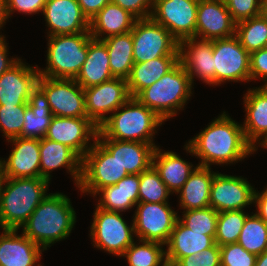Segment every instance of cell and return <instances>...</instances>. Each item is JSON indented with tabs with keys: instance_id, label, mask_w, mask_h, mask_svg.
<instances>
[{
	"instance_id": "cell-1",
	"label": "cell",
	"mask_w": 267,
	"mask_h": 266,
	"mask_svg": "<svg viewBox=\"0 0 267 266\" xmlns=\"http://www.w3.org/2000/svg\"><path fill=\"white\" fill-rule=\"evenodd\" d=\"M186 143V152L199 158L198 166L204 167H210L212 163L233 164L255 152L245 138L242 124L225 111Z\"/></svg>"
},
{
	"instance_id": "cell-2",
	"label": "cell",
	"mask_w": 267,
	"mask_h": 266,
	"mask_svg": "<svg viewBox=\"0 0 267 266\" xmlns=\"http://www.w3.org/2000/svg\"><path fill=\"white\" fill-rule=\"evenodd\" d=\"M76 212L63 193L48 194L22 226L23 234L43 250L67 239L76 223Z\"/></svg>"
},
{
	"instance_id": "cell-3",
	"label": "cell",
	"mask_w": 267,
	"mask_h": 266,
	"mask_svg": "<svg viewBox=\"0 0 267 266\" xmlns=\"http://www.w3.org/2000/svg\"><path fill=\"white\" fill-rule=\"evenodd\" d=\"M49 183L50 181L43 177H5L0 192V227L2 230H19L48 195Z\"/></svg>"
},
{
	"instance_id": "cell-4",
	"label": "cell",
	"mask_w": 267,
	"mask_h": 266,
	"mask_svg": "<svg viewBox=\"0 0 267 266\" xmlns=\"http://www.w3.org/2000/svg\"><path fill=\"white\" fill-rule=\"evenodd\" d=\"M164 123L155 112L131 97L120 106L98 128L96 137H107L119 141L154 143L156 129ZM157 127V128H156Z\"/></svg>"
},
{
	"instance_id": "cell-5",
	"label": "cell",
	"mask_w": 267,
	"mask_h": 266,
	"mask_svg": "<svg viewBox=\"0 0 267 266\" xmlns=\"http://www.w3.org/2000/svg\"><path fill=\"white\" fill-rule=\"evenodd\" d=\"M192 85L189 74L178 63L158 81L143 89L136 98L162 120L167 121L177 115L178 110L184 109L192 96Z\"/></svg>"
},
{
	"instance_id": "cell-6",
	"label": "cell",
	"mask_w": 267,
	"mask_h": 266,
	"mask_svg": "<svg viewBox=\"0 0 267 266\" xmlns=\"http://www.w3.org/2000/svg\"><path fill=\"white\" fill-rule=\"evenodd\" d=\"M90 32L48 36L47 66L39 76L75 79L88 54Z\"/></svg>"
},
{
	"instance_id": "cell-7",
	"label": "cell",
	"mask_w": 267,
	"mask_h": 266,
	"mask_svg": "<svg viewBox=\"0 0 267 266\" xmlns=\"http://www.w3.org/2000/svg\"><path fill=\"white\" fill-rule=\"evenodd\" d=\"M128 175L117 159L96 139L92 148L83 156L81 163V179L78 185L82 193L97 192ZM96 195V196H95Z\"/></svg>"
},
{
	"instance_id": "cell-8",
	"label": "cell",
	"mask_w": 267,
	"mask_h": 266,
	"mask_svg": "<svg viewBox=\"0 0 267 266\" xmlns=\"http://www.w3.org/2000/svg\"><path fill=\"white\" fill-rule=\"evenodd\" d=\"M93 216V222L90 226L93 246L121 257L134 242L133 220L129 226L120 212L108 211L99 207H96Z\"/></svg>"
},
{
	"instance_id": "cell-9",
	"label": "cell",
	"mask_w": 267,
	"mask_h": 266,
	"mask_svg": "<svg viewBox=\"0 0 267 266\" xmlns=\"http://www.w3.org/2000/svg\"><path fill=\"white\" fill-rule=\"evenodd\" d=\"M131 33L134 63L164 56H179L178 41L152 18L136 20Z\"/></svg>"
},
{
	"instance_id": "cell-10",
	"label": "cell",
	"mask_w": 267,
	"mask_h": 266,
	"mask_svg": "<svg viewBox=\"0 0 267 266\" xmlns=\"http://www.w3.org/2000/svg\"><path fill=\"white\" fill-rule=\"evenodd\" d=\"M215 67V85L226 81L248 82L250 77V54L236 35L212 40Z\"/></svg>"
},
{
	"instance_id": "cell-11",
	"label": "cell",
	"mask_w": 267,
	"mask_h": 266,
	"mask_svg": "<svg viewBox=\"0 0 267 266\" xmlns=\"http://www.w3.org/2000/svg\"><path fill=\"white\" fill-rule=\"evenodd\" d=\"M133 225L138 240L166 245L177 220L178 212L168 203H138Z\"/></svg>"
},
{
	"instance_id": "cell-12",
	"label": "cell",
	"mask_w": 267,
	"mask_h": 266,
	"mask_svg": "<svg viewBox=\"0 0 267 266\" xmlns=\"http://www.w3.org/2000/svg\"><path fill=\"white\" fill-rule=\"evenodd\" d=\"M37 86L45 93L53 116L87 117L84 89L74 79L39 76Z\"/></svg>"
},
{
	"instance_id": "cell-13",
	"label": "cell",
	"mask_w": 267,
	"mask_h": 266,
	"mask_svg": "<svg viewBox=\"0 0 267 266\" xmlns=\"http://www.w3.org/2000/svg\"><path fill=\"white\" fill-rule=\"evenodd\" d=\"M199 0H154L151 18L180 42L195 37Z\"/></svg>"
},
{
	"instance_id": "cell-14",
	"label": "cell",
	"mask_w": 267,
	"mask_h": 266,
	"mask_svg": "<svg viewBox=\"0 0 267 266\" xmlns=\"http://www.w3.org/2000/svg\"><path fill=\"white\" fill-rule=\"evenodd\" d=\"M87 117L99 128L107 119L105 114L115 112L130 98L127 80L112 78L84 89Z\"/></svg>"
},
{
	"instance_id": "cell-15",
	"label": "cell",
	"mask_w": 267,
	"mask_h": 266,
	"mask_svg": "<svg viewBox=\"0 0 267 266\" xmlns=\"http://www.w3.org/2000/svg\"><path fill=\"white\" fill-rule=\"evenodd\" d=\"M98 127L88 117L53 116L46 137L71 148L81 159L92 148ZM89 144V145H88Z\"/></svg>"
},
{
	"instance_id": "cell-16",
	"label": "cell",
	"mask_w": 267,
	"mask_h": 266,
	"mask_svg": "<svg viewBox=\"0 0 267 266\" xmlns=\"http://www.w3.org/2000/svg\"><path fill=\"white\" fill-rule=\"evenodd\" d=\"M255 189L242 176L224 175L216 172L210 191V207L218 213L244 210L253 204Z\"/></svg>"
},
{
	"instance_id": "cell-17",
	"label": "cell",
	"mask_w": 267,
	"mask_h": 266,
	"mask_svg": "<svg viewBox=\"0 0 267 266\" xmlns=\"http://www.w3.org/2000/svg\"><path fill=\"white\" fill-rule=\"evenodd\" d=\"M233 21L224 0H199L195 38L215 40L235 35Z\"/></svg>"
},
{
	"instance_id": "cell-18",
	"label": "cell",
	"mask_w": 267,
	"mask_h": 266,
	"mask_svg": "<svg viewBox=\"0 0 267 266\" xmlns=\"http://www.w3.org/2000/svg\"><path fill=\"white\" fill-rule=\"evenodd\" d=\"M179 63L189 74L192 83L194 76L203 83L215 85V67L212 40L195 37L178 42Z\"/></svg>"
},
{
	"instance_id": "cell-19",
	"label": "cell",
	"mask_w": 267,
	"mask_h": 266,
	"mask_svg": "<svg viewBox=\"0 0 267 266\" xmlns=\"http://www.w3.org/2000/svg\"><path fill=\"white\" fill-rule=\"evenodd\" d=\"M42 13L47 36L89 32V21L77 0H47Z\"/></svg>"
},
{
	"instance_id": "cell-20",
	"label": "cell",
	"mask_w": 267,
	"mask_h": 266,
	"mask_svg": "<svg viewBox=\"0 0 267 266\" xmlns=\"http://www.w3.org/2000/svg\"><path fill=\"white\" fill-rule=\"evenodd\" d=\"M7 141L14 147L8 159H0L4 177H40V139L16 137Z\"/></svg>"
},
{
	"instance_id": "cell-21",
	"label": "cell",
	"mask_w": 267,
	"mask_h": 266,
	"mask_svg": "<svg viewBox=\"0 0 267 266\" xmlns=\"http://www.w3.org/2000/svg\"><path fill=\"white\" fill-rule=\"evenodd\" d=\"M26 65L20 59L0 76V105H28L31 91L37 86V65Z\"/></svg>"
},
{
	"instance_id": "cell-22",
	"label": "cell",
	"mask_w": 267,
	"mask_h": 266,
	"mask_svg": "<svg viewBox=\"0 0 267 266\" xmlns=\"http://www.w3.org/2000/svg\"><path fill=\"white\" fill-rule=\"evenodd\" d=\"M96 139L117 159L128 174H140L152 166L156 147L149 143L119 141L107 137Z\"/></svg>"
},
{
	"instance_id": "cell-23",
	"label": "cell",
	"mask_w": 267,
	"mask_h": 266,
	"mask_svg": "<svg viewBox=\"0 0 267 266\" xmlns=\"http://www.w3.org/2000/svg\"><path fill=\"white\" fill-rule=\"evenodd\" d=\"M244 95L246 118L242 128L247 142L257 151L256 144L267 137V86L248 89Z\"/></svg>"
},
{
	"instance_id": "cell-24",
	"label": "cell",
	"mask_w": 267,
	"mask_h": 266,
	"mask_svg": "<svg viewBox=\"0 0 267 266\" xmlns=\"http://www.w3.org/2000/svg\"><path fill=\"white\" fill-rule=\"evenodd\" d=\"M18 230L3 229L0 235V266H35L44 251Z\"/></svg>"
},
{
	"instance_id": "cell-25",
	"label": "cell",
	"mask_w": 267,
	"mask_h": 266,
	"mask_svg": "<svg viewBox=\"0 0 267 266\" xmlns=\"http://www.w3.org/2000/svg\"><path fill=\"white\" fill-rule=\"evenodd\" d=\"M82 159L68 146L47 138L40 139V177L51 180V172L66 167L76 187L81 179Z\"/></svg>"
},
{
	"instance_id": "cell-26",
	"label": "cell",
	"mask_w": 267,
	"mask_h": 266,
	"mask_svg": "<svg viewBox=\"0 0 267 266\" xmlns=\"http://www.w3.org/2000/svg\"><path fill=\"white\" fill-rule=\"evenodd\" d=\"M214 244L215 236L193 232L178 219L166 244V260L176 264L181 258L199 254Z\"/></svg>"
},
{
	"instance_id": "cell-27",
	"label": "cell",
	"mask_w": 267,
	"mask_h": 266,
	"mask_svg": "<svg viewBox=\"0 0 267 266\" xmlns=\"http://www.w3.org/2000/svg\"><path fill=\"white\" fill-rule=\"evenodd\" d=\"M136 20L127 10L109 2L89 21V32L92 38L103 40L131 32Z\"/></svg>"
},
{
	"instance_id": "cell-28",
	"label": "cell",
	"mask_w": 267,
	"mask_h": 266,
	"mask_svg": "<svg viewBox=\"0 0 267 266\" xmlns=\"http://www.w3.org/2000/svg\"><path fill=\"white\" fill-rule=\"evenodd\" d=\"M114 78L109 66V54L102 40L91 38L88 54L77 77L74 79L83 89L99 85Z\"/></svg>"
},
{
	"instance_id": "cell-29",
	"label": "cell",
	"mask_w": 267,
	"mask_h": 266,
	"mask_svg": "<svg viewBox=\"0 0 267 266\" xmlns=\"http://www.w3.org/2000/svg\"><path fill=\"white\" fill-rule=\"evenodd\" d=\"M140 174H128L115 185L100 189L99 208L108 211L125 212L139 203Z\"/></svg>"
},
{
	"instance_id": "cell-30",
	"label": "cell",
	"mask_w": 267,
	"mask_h": 266,
	"mask_svg": "<svg viewBox=\"0 0 267 266\" xmlns=\"http://www.w3.org/2000/svg\"><path fill=\"white\" fill-rule=\"evenodd\" d=\"M215 173L211 167L196 166L177 192L182 210L203 209L210 206V191Z\"/></svg>"
},
{
	"instance_id": "cell-31",
	"label": "cell",
	"mask_w": 267,
	"mask_h": 266,
	"mask_svg": "<svg viewBox=\"0 0 267 266\" xmlns=\"http://www.w3.org/2000/svg\"><path fill=\"white\" fill-rule=\"evenodd\" d=\"M152 166L158 172L168 190L173 194H176L182 188L196 168L191 163L183 160L175 152H165L159 149L158 146L153 154Z\"/></svg>"
},
{
	"instance_id": "cell-32",
	"label": "cell",
	"mask_w": 267,
	"mask_h": 266,
	"mask_svg": "<svg viewBox=\"0 0 267 266\" xmlns=\"http://www.w3.org/2000/svg\"><path fill=\"white\" fill-rule=\"evenodd\" d=\"M53 118L45 93L36 86L25 109L21 138L43 139Z\"/></svg>"
},
{
	"instance_id": "cell-33",
	"label": "cell",
	"mask_w": 267,
	"mask_h": 266,
	"mask_svg": "<svg viewBox=\"0 0 267 266\" xmlns=\"http://www.w3.org/2000/svg\"><path fill=\"white\" fill-rule=\"evenodd\" d=\"M179 63V56H164L143 63H134L127 79L131 97H136L143 89L158 81Z\"/></svg>"
},
{
	"instance_id": "cell-34",
	"label": "cell",
	"mask_w": 267,
	"mask_h": 266,
	"mask_svg": "<svg viewBox=\"0 0 267 266\" xmlns=\"http://www.w3.org/2000/svg\"><path fill=\"white\" fill-rule=\"evenodd\" d=\"M102 41L107 47L113 77L127 80L134 65L132 33L114 35Z\"/></svg>"
},
{
	"instance_id": "cell-35",
	"label": "cell",
	"mask_w": 267,
	"mask_h": 266,
	"mask_svg": "<svg viewBox=\"0 0 267 266\" xmlns=\"http://www.w3.org/2000/svg\"><path fill=\"white\" fill-rule=\"evenodd\" d=\"M235 35L249 54L258 51L267 41V19L260 14L236 23Z\"/></svg>"
},
{
	"instance_id": "cell-36",
	"label": "cell",
	"mask_w": 267,
	"mask_h": 266,
	"mask_svg": "<svg viewBox=\"0 0 267 266\" xmlns=\"http://www.w3.org/2000/svg\"><path fill=\"white\" fill-rule=\"evenodd\" d=\"M141 243V244H139ZM157 242L139 240L133 242L124 252L129 266H163L166 260V249Z\"/></svg>"
},
{
	"instance_id": "cell-37",
	"label": "cell",
	"mask_w": 267,
	"mask_h": 266,
	"mask_svg": "<svg viewBox=\"0 0 267 266\" xmlns=\"http://www.w3.org/2000/svg\"><path fill=\"white\" fill-rule=\"evenodd\" d=\"M237 243L256 256L267 251V223L256 213L248 215Z\"/></svg>"
},
{
	"instance_id": "cell-38",
	"label": "cell",
	"mask_w": 267,
	"mask_h": 266,
	"mask_svg": "<svg viewBox=\"0 0 267 266\" xmlns=\"http://www.w3.org/2000/svg\"><path fill=\"white\" fill-rule=\"evenodd\" d=\"M248 215L244 210L220 212L217 220L215 243L218 246L237 243Z\"/></svg>"
},
{
	"instance_id": "cell-39",
	"label": "cell",
	"mask_w": 267,
	"mask_h": 266,
	"mask_svg": "<svg viewBox=\"0 0 267 266\" xmlns=\"http://www.w3.org/2000/svg\"><path fill=\"white\" fill-rule=\"evenodd\" d=\"M170 194L153 166L140 173L139 203H169Z\"/></svg>"
},
{
	"instance_id": "cell-40",
	"label": "cell",
	"mask_w": 267,
	"mask_h": 266,
	"mask_svg": "<svg viewBox=\"0 0 267 266\" xmlns=\"http://www.w3.org/2000/svg\"><path fill=\"white\" fill-rule=\"evenodd\" d=\"M183 218L179 220L193 232L203 235L215 236L218 220V212L212 207L183 211Z\"/></svg>"
},
{
	"instance_id": "cell-41",
	"label": "cell",
	"mask_w": 267,
	"mask_h": 266,
	"mask_svg": "<svg viewBox=\"0 0 267 266\" xmlns=\"http://www.w3.org/2000/svg\"><path fill=\"white\" fill-rule=\"evenodd\" d=\"M28 105H0V130L6 140L20 137Z\"/></svg>"
},
{
	"instance_id": "cell-42",
	"label": "cell",
	"mask_w": 267,
	"mask_h": 266,
	"mask_svg": "<svg viewBox=\"0 0 267 266\" xmlns=\"http://www.w3.org/2000/svg\"><path fill=\"white\" fill-rule=\"evenodd\" d=\"M221 266H255L257 256L249 253L240 244L220 246Z\"/></svg>"
},
{
	"instance_id": "cell-43",
	"label": "cell",
	"mask_w": 267,
	"mask_h": 266,
	"mask_svg": "<svg viewBox=\"0 0 267 266\" xmlns=\"http://www.w3.org/2000/svg\"><path fill=\"white\" fill-rule=\"evenodd\" d=\"M235 23L261 14L262 0H224Z\"/></svg>"
},
{
	"instance_id": "cell-44",
	"label": "cell",
	"mask_w": 267,
	"mask_h": 266,
	"mask_svg": "<svg viewBox=\"0 0 267 266\" xmlns=\"http://www.w3.org/2000/svg\"><path fill=\"white\" fill-rule=\"evenodd\" d=\"M176 266H221L220 246L216 243L200 252L181 258Z\"/></svg>"
},
{
	"instance_id": "cell-45",
	"label": "cell",
	"mask_w": 267,
	"mask_h": 266,
	"mask_svg": "<svg viewBox=\"0 0 267 266\" xmlns=\"http://www.w3.org/2000/svg\"><path fill=\"white\" fill-rule=\"evenodd\" d=\"M154 0H111L122 9L127 10L137 20L151 18Z\"/></svg>"
},
{
	"instance_id": "cell-46",
	"label": "cell",
	"mask_w": 267,
	"mask_h": 266,
	"mask_svg": "<svg viewBox=\"0 0 267 266\" xmlns=\"http://www.w3.org/2000/svg\"><path fill=\"white\" fill-rule=\"evenodd\" d=\"M250 77L251 80L263 79L267 86V49L262 48L250 54Z\"/></svg>"
},
{
	"instance_id": "cell-47",
	"label": "cell",
	"mask_w": 267,
	"mask_h": 266,
	"mask_svg": "<svg viewBox=\"0 0 267 266\" xmlns=\"http://www.w3.org/2000/svg\"><path fill=\"white\" fill-rule=\"evenodd\" d=\"M47 0H7V12L11 17L13 12L18 11L26 14L43 12Z\"/></svg>"
},
{
	"instance_id": "cell-48",
	"label": "cell",
	"mask_w": 267,
	"mask_h": 266,
	"mask_svg": "<svg viewBox=\"0 0 267 266\" xmlns=\"http://www.w3.org/2000/svg\"><path fill=\"white\" fill-rule=\"evenodd\" d=\"M82 13L90 21L111 0H77Z\"/></svg>"
},
{
	"instance_id": "cell-49",
	"label": "cell",
	"mask_w": 267,
	"mask_h": 266,
	"mask_svg": "<svg viewBox=\"0 0 267 266\" xmlns=\"http://www.w3.org/2000/svg\"><path fill=\"white\" fill-rule=\"evenodd\" d=\"M8 43L4 35H0V76L14 66L20 59L18 57L8 58Z\"/></svg>"
},
{
	"instance_id": "cell-50",
	"label": "cell",
	"mask_w": 267,
	"mask_h": 266,
	"mask_svg": "<svg viewBox=\"0 0 267 266\" xmlns=\"http://www.w3.org/2000/svg\"><path fill=\"white\" fill-rule=\"evenodd\" d=\"M257 206V211L255 212L265 223H267V187L261 193L255 190L254 192V202Z\"/></svg>"
},
{
	"instance_id": "cell-51",
	"label": "cell",
	"mask_w": 267,
	"mask_h": 266,
	"mask_svg": "<svg viewBox=\"0 0 267 266\" xmlns=\"http://www.w3.org/2000/svg\"><path fill=\"white\" fill-rule=\"evenodd\" d=\"M9 18L7 12V0H0V29H2L3 25L6 24Z\"/></svg>"
},
{
	"instance_id": "cell-52",
	"label": "cell",
	"mask_w": 267,
	"mask_h": 266,
	"mask_svg": "<svg viewBox=\"0 0 267 266\" xmlns=\"http://www.w3.org/2000/svg\"><path fill=\"white\" fill-rule=\"evenodd\" d=\"M255 266H267V251L257 256Z\"/></svg>"
},
{
	"instance_id": "cell-53",
	"label": "cell",
	"mask_w": 267,
	"mask_h": 266,
	"mask_svg": "<svg viewBox=\"0 0 267 266\" xmlns=\"http://www.w3.org/2000/svg\"><path fill=\"white\" fill-rule=\"evenodd\" d=\"M261 14L267 19V0H262Z\"/></svg>"
},
{
	"instance_id": "cell-54",
	"label": "cell",
	"mask_w": 267,
	"mask_h": 266,
	"mask_svg": "<svg viewBox=\"0 0 267 266\" xmlns=\"http://www.w3.org/2000/svg\"><path fill=\"white\" fill-rule=\"evenodd\" d=\"M4 174H3V171H2V166H1V163H0V192H1V187H2V184H3V181H4Z\"/></svg>"
},
{
	"instance_id": "cell-55",
	"label": "cell",
	"mask_w": 267,
	"mask_h": 266,
	"mask_svg": "<svg viewBox=\"0 0 267 266\" xmlns=\"http://www.w3.org/2000/svg\"><path fill=\"white\" fill-rule=\"evenodd\" d=\"M259 145H260L261 147H264V149H265V148L267 149V137H266L261 143H259Z\"/></svg>"
},
{
	"instance_id": "cell-56",
	"label": "cell",
	"mask_w": 267,
	"mask_h": 266,
	"mask_svg": "<svg viewBox=\"0 0 267 266\" xmlns=\"http://www.w3.org/2000/svg\"><path fill=\"white\" fill-rule=\"evenodd\" d=\"M163 266H176V265L166 262Z\"/></svg>"
}]
</instances>
